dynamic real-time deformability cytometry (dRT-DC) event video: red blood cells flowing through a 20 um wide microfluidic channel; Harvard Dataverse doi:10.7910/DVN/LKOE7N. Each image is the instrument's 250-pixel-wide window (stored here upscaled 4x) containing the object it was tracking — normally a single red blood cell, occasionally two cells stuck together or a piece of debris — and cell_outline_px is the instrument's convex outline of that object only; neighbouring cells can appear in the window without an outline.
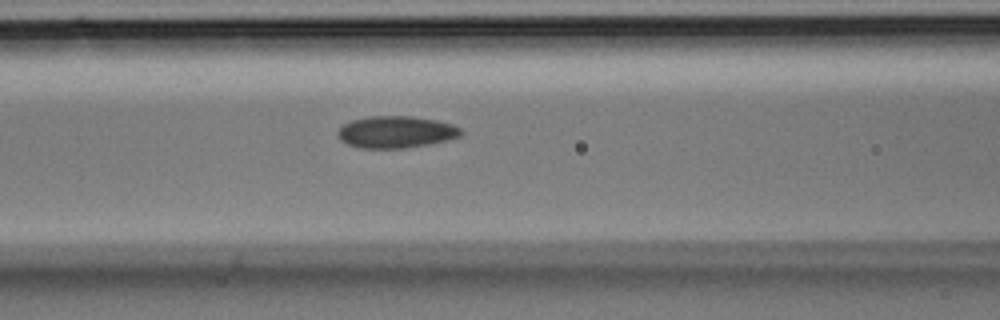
{"species": "Egyptian fruit bat (a non-hibernating species)", "species_latin": "Rousettus aegyptiacus", "temperature_condition": "room temperature", "stored_images_in_passage": 22, "camera_frame_rate_fps": 3000, "um_per_image_px": 0.085, "animal": {"sex": "male"}, "frame": {"image": 1, "passage_image": 7, "time_ms": 2.0, "image_size_px": [1000, 320], "cell_outline_px": [[464, 132], [460, 136], [448, 140], [428, 144], [404, 148], [360, 148], [348, 144], [340, 140], [336, 132], [344, 124], [352, 120], [372, 116], [412, 116], [436, 120], [452, 124], [460, 128]], "centroid_in_image_um": [33.67, 11.22], "position_along_channel_um": 132.9, "area_um2": 22.89}}
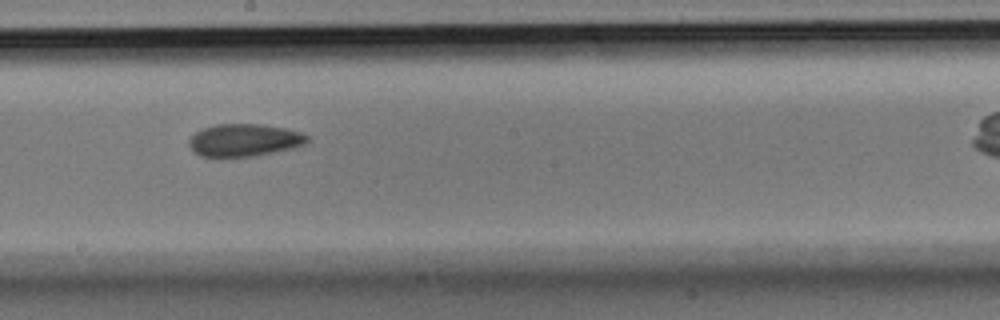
{"frame": {"image": 2, "passage_image": 12, "time_ms": 3.667, "image_size_px": [1000, 320], "cell_outline_px": [[308, 140], [304, 144], [292, 148], [252, 156], [200, 156], [192, 152], [188, 144], [188, 140], [196, 132], [204, 128], [216, 124], [260, 124], [288, 128], [300, 132], [308, 136]], "centroid_in_image_um": [20.74, 11.9], "position_along_channel_um": 227.5, "area_um2": 22.25}}
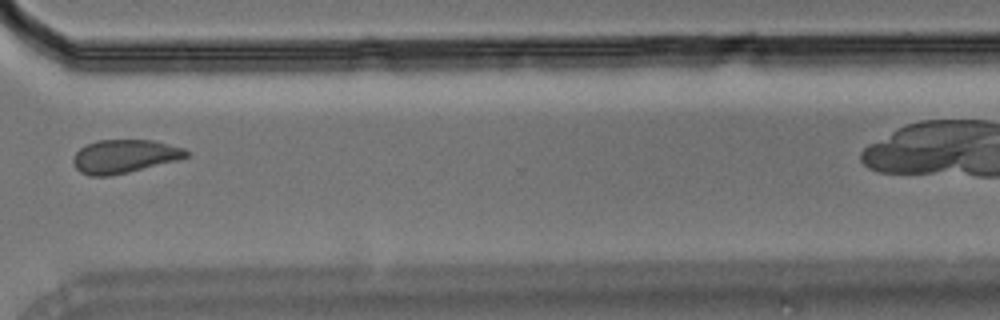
{"frame": {"image": 3, "passage_image": 19, "time_ms": 6.0, "image_size_px": [1000, 320], "cell_outline_px": [[192, 152], [188, 156], [176, 160], [128, 172], [108, 176], [92, 176], [80, 172], [76, 168], [72, 160], [76, 152], [80, 148], [96, 140], [152, 140], [184, 148]], "centroid_in_image_um": [10.57, 13.28], "position_along_channel_um": 360.0, "area_um2": 21.85}}